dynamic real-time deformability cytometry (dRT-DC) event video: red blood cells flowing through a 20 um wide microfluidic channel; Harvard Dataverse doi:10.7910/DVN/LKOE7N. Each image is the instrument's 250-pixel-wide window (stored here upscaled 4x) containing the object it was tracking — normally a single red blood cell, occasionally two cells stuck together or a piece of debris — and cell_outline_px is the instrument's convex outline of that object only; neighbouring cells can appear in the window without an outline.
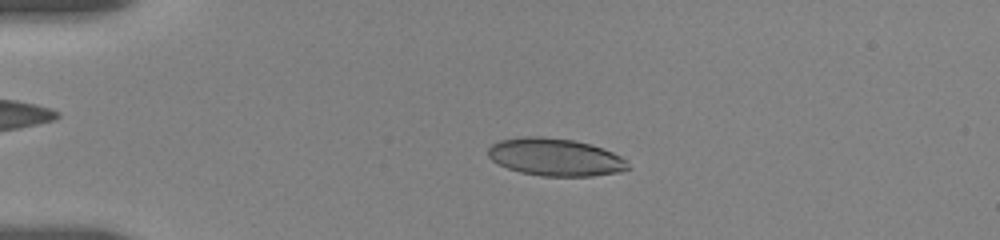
{"species": "human", "species_latin": "Homo sapiens", "temperature_condition": "room temperature", "stored_images_in_passage": 26, "camera_frame_rate_fps": 3000, "um_per_image_px": 0.085, "donor": {"sex": "female"}, "frame": {"image": 1, "passage_image": 17, "time_ms": 3.667, "image_size_px": [1000, 240], "cell_outline_px": [[632, 168], [620, 172], [592, 176], [540, 176], [520, 172], [508, 168], [492, 160], [488, 156], [488, 148], [492, 144], [500, 140], [524, 136], [544, 136], [572, 140], [592, 144], [604, 148], [628, 160]], "centroid_in_image_um": [47.24, 13.35], "position_along_channel_um": 37.8, "area_um2": 30.92}}